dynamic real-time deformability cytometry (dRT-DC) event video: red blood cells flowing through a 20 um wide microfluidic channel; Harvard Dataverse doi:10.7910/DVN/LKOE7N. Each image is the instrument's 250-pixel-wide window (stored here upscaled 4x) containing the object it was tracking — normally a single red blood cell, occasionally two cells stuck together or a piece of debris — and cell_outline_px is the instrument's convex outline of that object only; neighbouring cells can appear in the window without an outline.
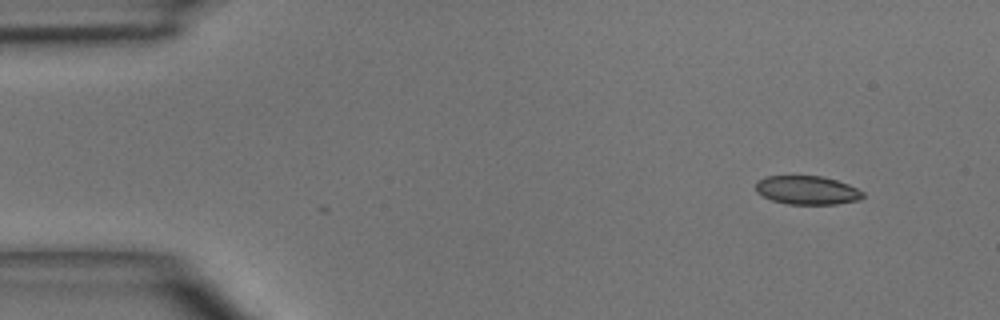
{"species": "common noctule bat (a hibernating species)", "species_latin": "Nyctalus noctula", "temperature_condition": "room temperature", "stored_images_in_passage": 3, "camera_frame_rate_fps": 3000, "um_per_image_px": 0.085, "animal": {"sex": "male", "body_mass_g": 15.6}, "frame": {"image": 1, "passage_image": 1, "time_ms": 0.0, "image_size_px": [1000, 320], "cell_outline_px": [[864, 196], [860, 200], [836, 204], [788, 204], [772, 200], [756, 192], [756, 180], [764, 176], [820, 176], [836, 180], [848, 184], [864, 192]], "centroid_in_image_um": [68.6, 16.16], "position_along_channel_um": 16.4, "area_um2": 17.92}}
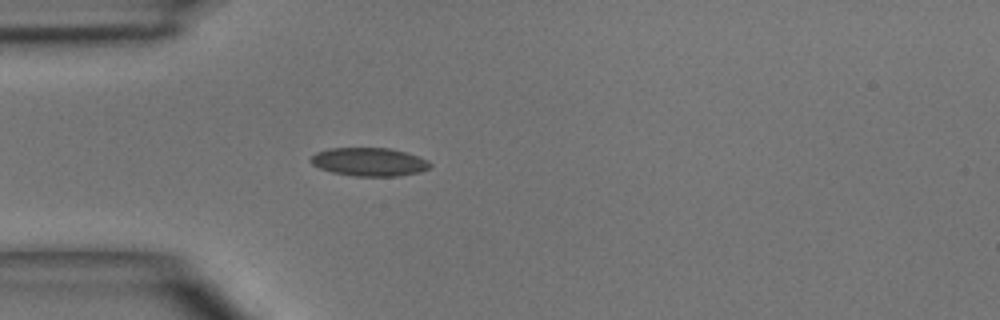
{"frame": {"image": 2, "passage_image": 3, "time_ms": 3.0, "image_size_px": [1000, 320], "cell_outline_px": [[432, 168], [420, 172], [400, 176], [352, 176], [332, 172], [320, 168], [312, 164], [308, 160], [316, 152], [332, 148], [388, 148], [404, 152], [428, 160], [432, 164]], "centroid_in_image_um": [31.39, 13.77], "position_along_channel_um": 53.6, "area_um2": 19.77}}